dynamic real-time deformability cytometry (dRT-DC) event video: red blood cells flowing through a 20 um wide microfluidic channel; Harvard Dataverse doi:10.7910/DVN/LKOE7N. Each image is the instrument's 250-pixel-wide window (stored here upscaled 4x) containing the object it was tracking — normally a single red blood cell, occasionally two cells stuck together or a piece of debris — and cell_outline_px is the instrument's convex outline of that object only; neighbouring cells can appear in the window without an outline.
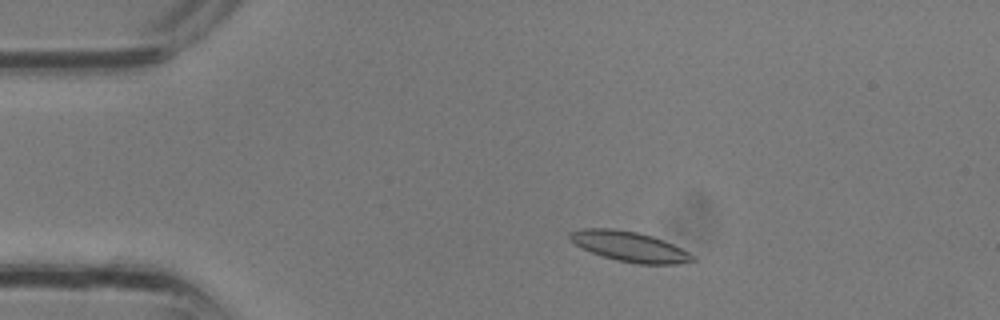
{"species": "common noctule bat (a hibernating species)", "species_latin": "Nyctalus noctula", "temperature_condition": "room temperature", "stored_images_in_passage": 32, "camera_frame_rate_fps": 3000, "um_per_image_px": 0.085, "animal": {"sex": "male", "body_mass_g": 13.3}, "frame": {"image": 1, "passage_image": 5, "time_ms": 1.333, "image_size_px": [1000, 320], "cell_outline_px": [[696, 260], [676, 264], [640, 264], [616, 260], [592, 252], [576, 244], [568, 236], [568, 232], [580, 228], [612, 228], [636, 232], [652, 236], [664, 240], [696, 256]], "centroid_in_image_um": [53.52, 20.95], "position_along_channel_um": 31.5, "area_um2": 21.33}}
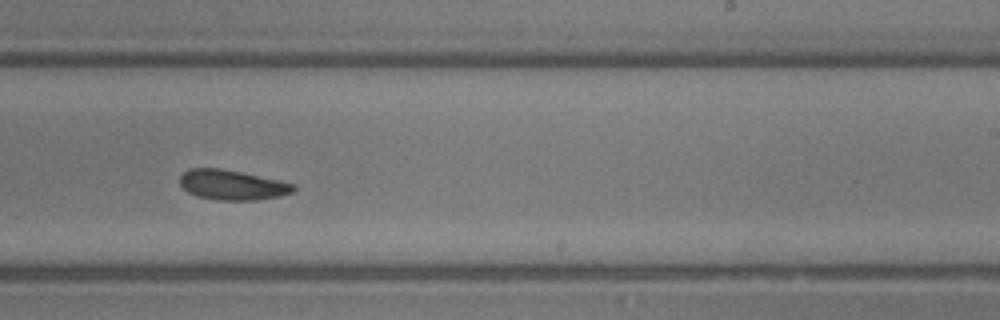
{"frame": {"image": 2, "passage_image": 19, "time_ms": 6.0, "image_size_px": [1000, 320], "cell_outline_px": [[296, 188], [292, 192], [280, 196], [256, 200], [216, 200], [196, 196], [188, 192], [180, 184], [180, 176], [184, 172], [192, 168], [220, 168], [240, 172], [296, 184]], "centroid_in_image_um": [19.73, 15.73], "position_along_channel_um": 269.3, "area_um2": 19.71}}
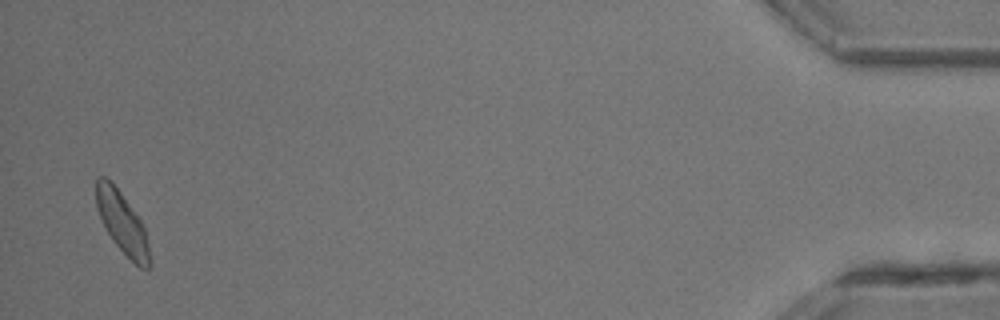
{"frame": {"image": 3, "passage_image": 31, "time_ms": 10.0, "image_size_px": [1000, 320], "cell_outline_px": [[152, 268], [140, 268], [112, 240], [96, 208], [96, 180], [100, 176], [104, 176], [120, 192], [140, 220], [144, 228], [152, 260]], "centroid_in_image_um": [10.41, 18.98], "position_along_channel_um": 424.8, "area_um2": 18.67}}